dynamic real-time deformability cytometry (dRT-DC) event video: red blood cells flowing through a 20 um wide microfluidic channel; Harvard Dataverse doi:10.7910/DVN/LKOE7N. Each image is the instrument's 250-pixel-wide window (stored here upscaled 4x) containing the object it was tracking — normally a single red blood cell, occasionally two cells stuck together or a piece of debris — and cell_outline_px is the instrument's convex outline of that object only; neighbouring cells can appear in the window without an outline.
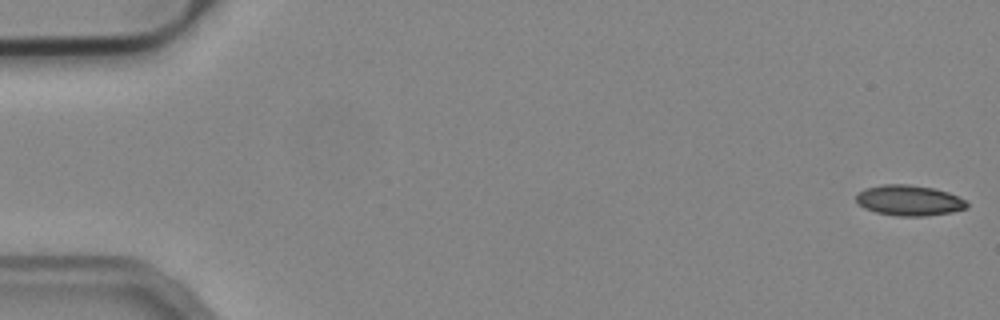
{"species": "common noctule bat (a hibernating species)", "species_latin": "Nyctalus noctula", "temperature_condition": "cold", "stored_images_in_passage": 54, "camera_frame_rate_fps": 3000, "um_per_image_px": 0.085, "animal": {"sex": "male", "body_mass_g": 19.2, "forearm_length_mm": 51.8}, "frame": {"image": 1, "passage_image": 1, "time_ms": 0.0, "image_size_px": [1000, 320], "cell_outline_px": [[968, 208], [952, 212], [924, 216], [896, 216], [876, 212], [864, 208], [856, 204], [856, 196], [864, 188], [884, 184], [908, 184], [932, 188], [948, 192], [964, 200], [968, 204]], "centroid_in_image_um": [77.25, 17.04], "position_along_channel_um": 7.8, "area_um2": 19.71}}
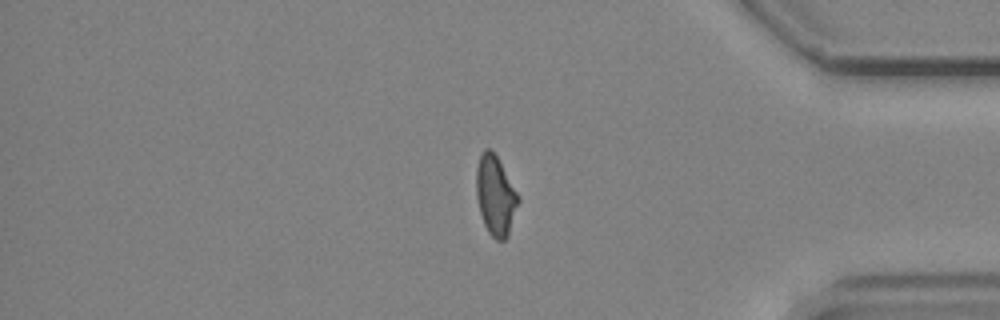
{"frame": {"image": 2, "passage_image": 45, "time_ms": 14.667, "image_size_px": [1000, 320], "cell_outline_px": [[520, 200], [508, 236], [504, 240], [496, 240], [488, 232], [484, 224], [480, 212], [476, 196], [476, 168], [480, 152], [484, 148], [488, 148], [496, 156], [520, 196]], "centroid_in_image_um": [42.11, 16.62], "position_along_channel_um": 393.1, "area_um2": 19.54}}
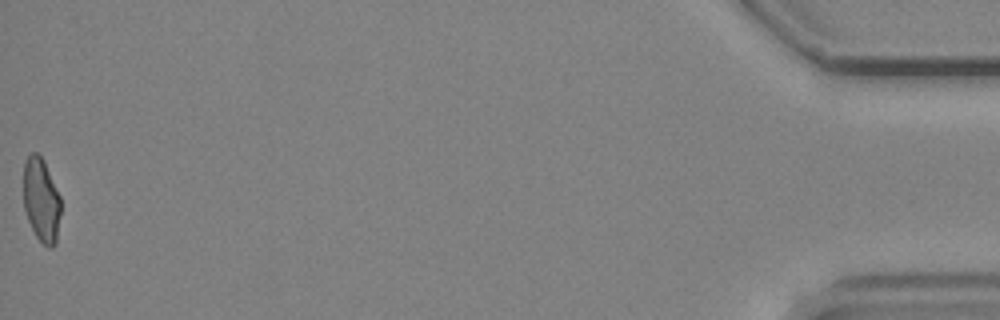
{"frame": {"image": 3, "passage_image": 54, "time_ms": 17.667, "image_size_px": [1000, 320], "cell_outline_px": [[60, 212], [56, 244], [52, 248], [48, 248], [36, 236], [28, 220], [24, 208], [24, 160], [32, 152], [36, 152], [44, 160], [60, 196]], "centroid_in_image_um": [3.51, 17.0], "position_along_channel_um": 431.7, "area_um2": 18.21}, "authors_computed_cell_mechanics": {"area_um2": 19.8832, "velocity_mm_per_s": 3.8198, "shape_relaxation_time_tau1_ms": null, "shape_relaxation_time_tau2_ms": 2.3996, "deformation_change_tau1": null, "deformation_change_tau2": 0.0942}}